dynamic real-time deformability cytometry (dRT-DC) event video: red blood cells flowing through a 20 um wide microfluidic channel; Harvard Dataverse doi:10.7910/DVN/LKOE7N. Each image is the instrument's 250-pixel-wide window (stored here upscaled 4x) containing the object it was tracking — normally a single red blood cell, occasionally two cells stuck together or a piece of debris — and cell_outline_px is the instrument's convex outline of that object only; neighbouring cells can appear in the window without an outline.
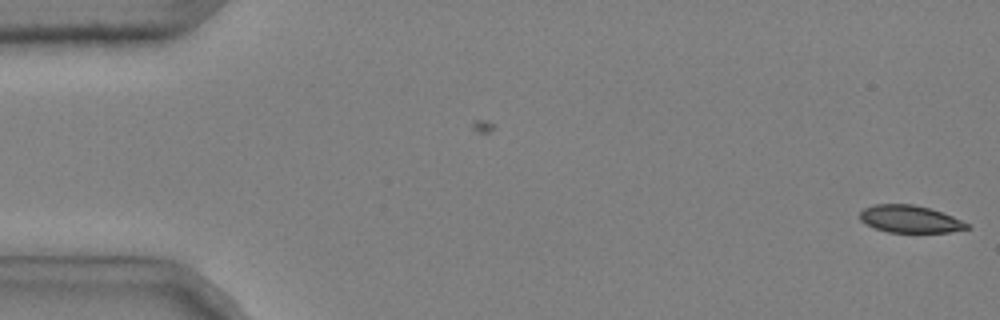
{"species": "common noctule bat (a hibernating species)", "species_latin": "Nyctalus noctula", "temperature_condition": "cold", "stored_images_in_passage": 6, "camera_frame_rate_fps": 3000, "um_per_image_px": 0.085, "animal": {"sex": "male", "body_mass_g": 20.4}, "frame": {"image": 1, "passage_image": 6, "time_ms": 1.667, "image_size_px": [1000, 320], "cell_outline_px": [[972, 228], [948, 232], [888, 232], [876, 228], [860, 220], [860, 212], [864, 208], [876, 204], [912, 204], [928, 208], [952, 216], [968, 224]], "centroid_in_image_um": [77.34, 18.62], "position_along_channel_um": 7.7, "area_um2": 16.76}}